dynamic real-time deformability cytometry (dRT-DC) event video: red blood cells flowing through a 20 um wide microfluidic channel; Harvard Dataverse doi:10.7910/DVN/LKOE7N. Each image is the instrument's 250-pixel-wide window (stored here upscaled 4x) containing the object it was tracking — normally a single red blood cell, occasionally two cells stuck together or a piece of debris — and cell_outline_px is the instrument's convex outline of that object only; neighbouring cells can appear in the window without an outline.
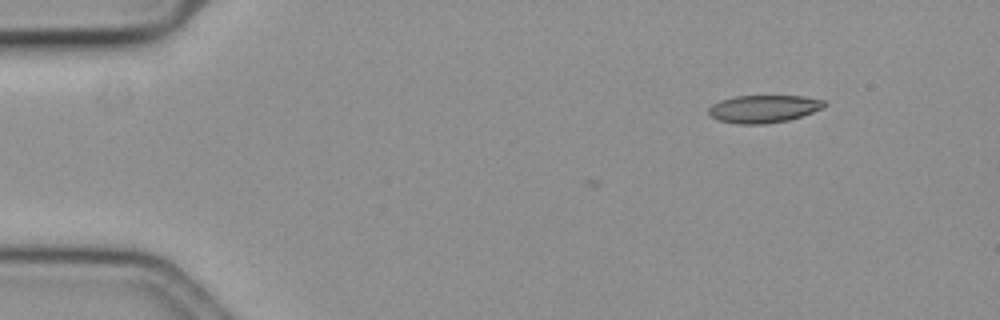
{"species": "common noctule bat (a hibernating species)", "species_latin": "Nyctalus noctula", "temperature_condition": "cold", "stored_images_in_passage": 8, "camera_frame_rate_fps": 3000, "um_per_image_px": 0.085, "animal": {"sex": "female", "body_mass_g": 19.3, "forearm_length_mm": 54.1}, "frame": {"image": 1, "passage_image": 1, "time_ms": 0.0, "image_size_px": [1000, 320], "cell_outline_px": [[824, 104], [820, 108], [812, 112], [788, 120], [764, 124], [736, 124], [716, 120], [708, 116], [708, 108], [712, 104], [720, 100], [736, 96], [804, 96], [824, 100]], "centroid_in_image_um": [64.81, 9.26], "position_along_channel_um": 20.2, "area_um2": 18.61}}